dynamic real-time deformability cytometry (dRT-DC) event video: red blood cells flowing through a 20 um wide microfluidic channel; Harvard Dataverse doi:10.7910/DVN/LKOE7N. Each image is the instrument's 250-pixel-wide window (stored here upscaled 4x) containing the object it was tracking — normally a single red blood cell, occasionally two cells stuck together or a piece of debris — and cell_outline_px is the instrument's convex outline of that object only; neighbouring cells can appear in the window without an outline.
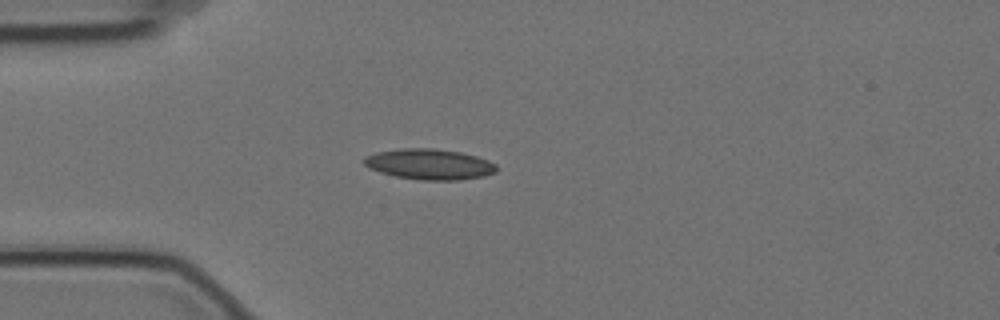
{"species": "Egyptian fruit bat (a non-hibernating species)", "species_latin": "Rousettus aegyptiacus", "temperature_condition": "cold", "stored_images_in_passage": 5, "camera_frame_rate_fps": 3000, "um_per_image_px": 0.085, "animal": {"sex": "female"}, "frame": {"image": 1, "passage_image": 5, "time_ms": 1.333, "image_size_px": [1000, 320], "cell_outline_px": [[496, 172], [484, 176], [460, 180], [420, 180], [396, 176], [380, 172], [364, 164], [364, 156], [376, 152], [400, 148], [432, 148], [460, 152], [476, 156], [488, 160], [496, 164]], "centroid_in_image_um": [36.51, 13.95], "position_along_channel_um": 48.5, "area_um2": 23.58}}